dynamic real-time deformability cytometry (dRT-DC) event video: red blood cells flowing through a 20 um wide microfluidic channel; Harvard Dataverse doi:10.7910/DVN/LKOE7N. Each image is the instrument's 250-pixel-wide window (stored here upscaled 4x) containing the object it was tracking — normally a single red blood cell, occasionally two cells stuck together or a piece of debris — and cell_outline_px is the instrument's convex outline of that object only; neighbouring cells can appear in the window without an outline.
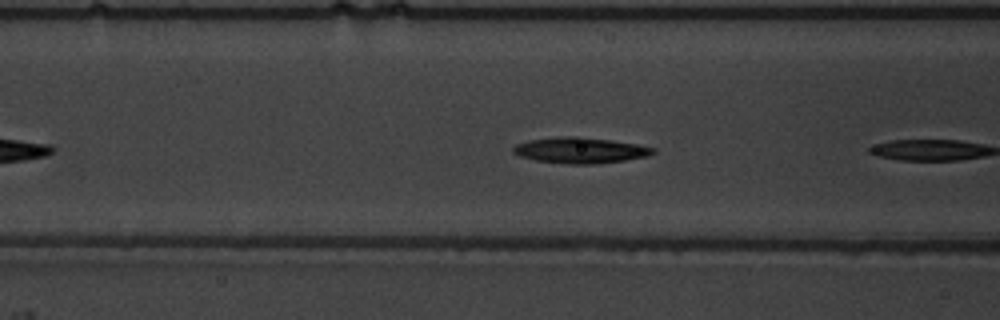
{"species": "common noctule bat (a hibernating species)", "species_latin": "Nyctalus noctula", "temperature_condition": "warm", "stored_images_in_passage": 6, "camera_frame_rate_fps": 3000, "um_per_image_px": 0.085, "animal": {"sex": "male", "body_mass_g": 19.5, "forearm_length_mm": 54.6}, "frame": {"image": 1, "passage_image": 5, "time_ms": 1.333, "image_size_px": [1000, 320], "cell_outline_px": [[656, 152], [648, 156], [624, 160], [596, 164], [568, 164], [536, 160], [520, 156], [512, 152], [512, 148], [516, 144], [528, 140], [560, 136], [580, 136], [636, 144], [656, 148]], "centroid_in_image_um": [49.31, 12.77], "position_along_channel_um": 117.3, "area_um2": 21.04}}